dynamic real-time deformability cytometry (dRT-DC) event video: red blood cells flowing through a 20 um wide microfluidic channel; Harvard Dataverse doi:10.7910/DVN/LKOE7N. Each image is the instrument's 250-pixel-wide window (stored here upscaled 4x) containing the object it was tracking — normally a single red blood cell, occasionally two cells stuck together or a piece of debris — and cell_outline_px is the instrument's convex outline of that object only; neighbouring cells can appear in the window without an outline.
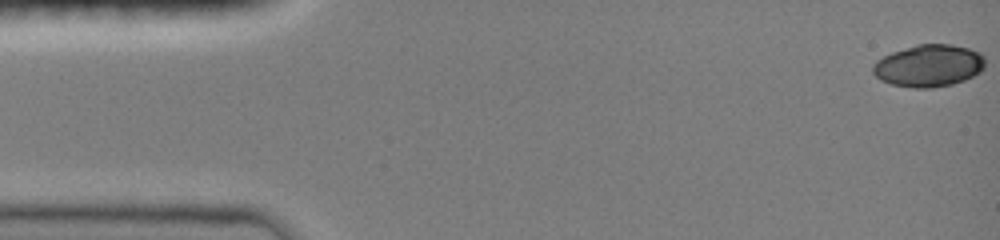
{"species": "common noctule bat (a hibernating species)", "species_latin": "Nyctalus noctula", "temperature_condition": "room temperature", "stored_images_in_passage": 37, "camera_frame_rate_fps": 3000, "um_per_image_px": 0.085, "animal": {"sex": "female", "body_mass_g": 19.0, "forearm_length_mm": 51.5}, "frame": {"image": 1, "passage_image": 1, "time_ms": 0.0, "image_size_px": [1000, 240], "cell_outline_px": [[984, 68], [980, 72], [964, 80], [952, 84], [932, 88], [912, 88], [892, 84], [880, 80], [872, 72], [872, 64], [876, 60], [892, 52], [916, 44], [952, 44], [968, 48], [980, 52], [984, 56]], "centroid_in_image_um": [78.93, 5.58], "position_along_channel_um": 6.1, "area_um2": 27.74}}
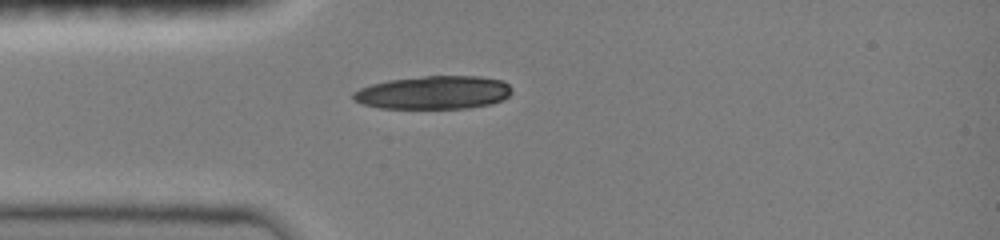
{"frame": {"image": 2, "passage_image": 23, "time_ms": 4.0, "image_size_px": [1000, 240], "cell_outline_px": [[512, 92], [504, 100], [492, 104], [468, 108], [380, 108], [364, 104], [352, 100], [352, 92], [360, 88], [372, 84], [388, 80], [424, 76], [480, 76], [504, 80], [512, 88]], "centroid_in_image_um": [36.89, 7.86], "position_along_channel_um": 48.1, "area_um2": 30.98}}